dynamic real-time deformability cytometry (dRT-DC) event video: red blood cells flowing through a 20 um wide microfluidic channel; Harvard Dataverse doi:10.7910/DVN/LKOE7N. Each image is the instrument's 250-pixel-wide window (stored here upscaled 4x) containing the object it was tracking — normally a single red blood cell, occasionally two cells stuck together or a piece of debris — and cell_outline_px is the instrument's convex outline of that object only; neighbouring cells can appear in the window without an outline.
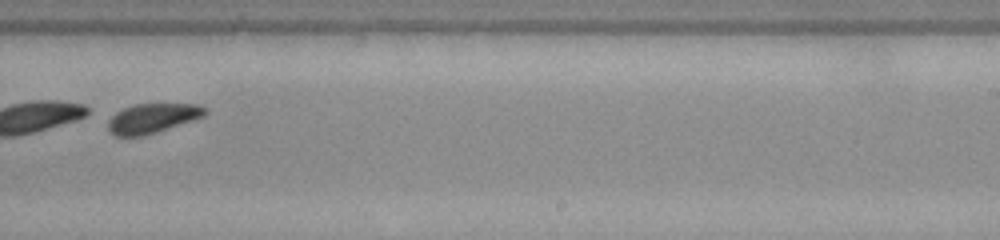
{"species": "common noctule bat (a hibernating species)", "species_latin": "Nyctalus noctula", "temperature_condition": "warm", "stored_images_in_passage": 43, "segment_of_instrument_passage": [2, 2], "camera_frame_rate_fps": 3000, "um_per_image_px": 0.085, "animal": {"sex": "female", "body_mass_g": 22.0, "forearm_length_mm": 56.7}, "frame": {"image": 1, "passage_image": 27, "time_ms": 8.667, "image_size_px": [1000, 240], "cell_outline_px": [[208, 112], [204, 116], [192, 120], [140, 136], [116, 136], [108, 128], [108, 120], [116, 112], [124, 108], [136, 104], [196, 104], [204, 108]], "centroid_in_image_um": [12.93, 10.03], "position_along_channel_um": 276.1, "area_um2": 16.18}}